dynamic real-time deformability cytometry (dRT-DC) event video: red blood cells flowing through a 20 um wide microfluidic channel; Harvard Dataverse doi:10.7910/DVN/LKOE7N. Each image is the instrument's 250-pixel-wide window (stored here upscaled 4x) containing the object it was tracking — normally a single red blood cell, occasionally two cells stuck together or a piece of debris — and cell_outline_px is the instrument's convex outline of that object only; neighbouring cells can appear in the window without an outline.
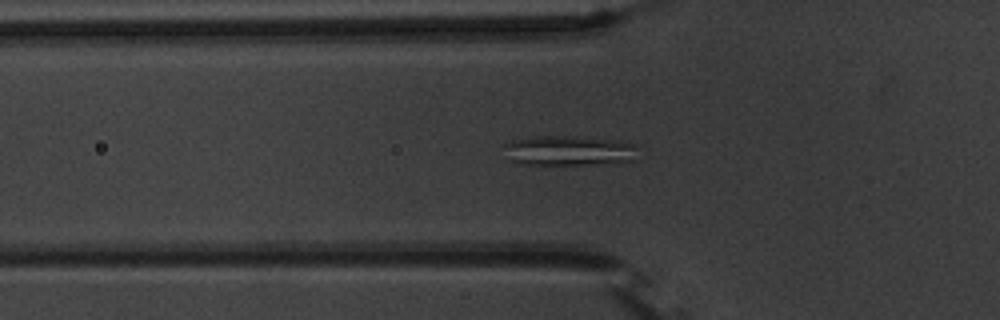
{"species": "common noctule bat (a hibernating species)", "species_latin": "Nyctalus noctula", "temperature_condition": "warm", "stored_images_in_passage": 51, "segment_of_instrument_passage": [1, 2], "camera_frame_rate_fps": 3000, "um_per_image_px": 0.085, "animal": {"sex": "male", "body_mass_g": 20.1, "forearm_length_mm": 53.5}, "frame": {"image": 1, "passage_image": 18, "time_ms": 5.667, "image_size_px": [1000, 320], "cell_outline_px": [[632, 160], [580, 164], [520, 164], [508, 160], [500, 144], [512, 140], [536, 136], [564, 136], [616, 140], [632, 144]], "centroid_in_image_um": [48.1, 12.79], "position_along_channel_um": 77.7, "area_um2": 22.77}}
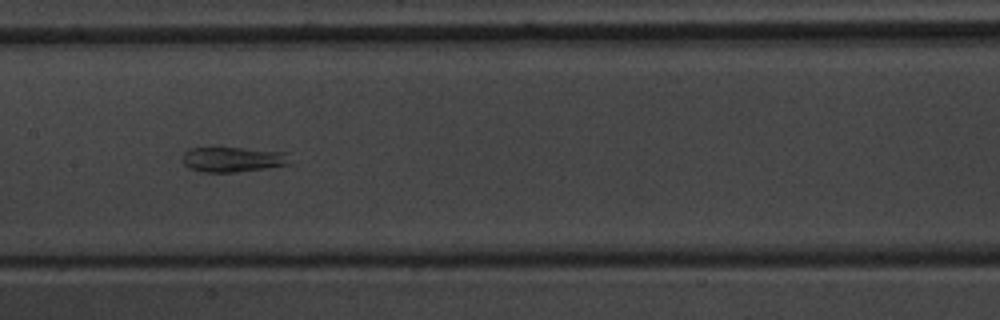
{"frame": {"image": 2, "passage_image": 27, "time_ms": 8.667, "image_size_px": [1000, 320], "cell_outline_px": [[288, 164], [264, 168], [236, 172], [200, 172], [188, 168], [184, 164], [184, 152], [188, 148], [244, 148], [288, 152]], "centroid_in_image_um": [19.76, 13.55], "position_along_channel_um": 187.6, "area_um2": 15.55}}
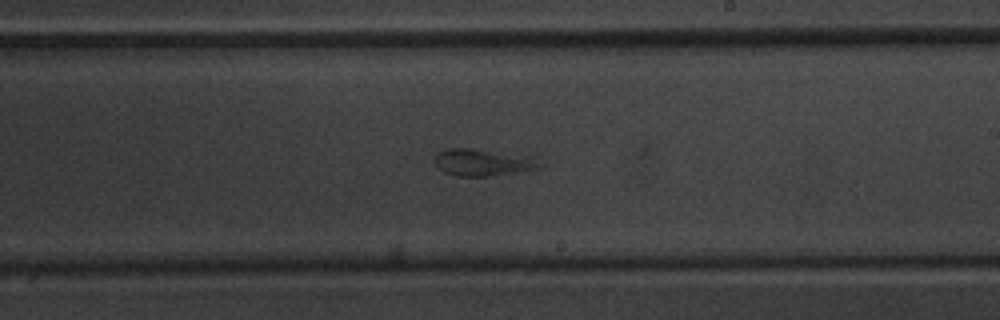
{"frame": {"image": 3, "passage_image": 32, "time_ms": 10.333, "image_size_px": [1000, 320], "cell_outline_px": [[540, 168], [492, 176], [456, 176], [444, 172], [436, 168], [432, 160], [436, 152], [448, 148], [472, 148], [540, 156]], "centroid_in_image_um": [41.05, 13.78], "position_along_channel_um": 248.0, "area_um2": 17.22}}